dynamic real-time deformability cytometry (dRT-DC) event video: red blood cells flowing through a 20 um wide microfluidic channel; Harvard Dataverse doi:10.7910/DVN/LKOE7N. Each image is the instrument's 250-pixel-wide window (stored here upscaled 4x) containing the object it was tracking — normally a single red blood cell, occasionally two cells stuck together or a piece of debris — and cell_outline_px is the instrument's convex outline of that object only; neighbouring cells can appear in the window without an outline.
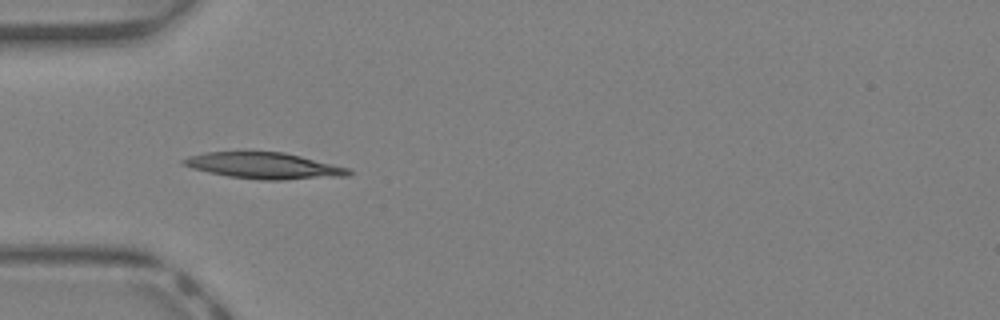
{"species": "Egyptian fruit bat (a non-hibernating species)", "species_latin": "Rousettus aegyptiacus", "temperature_condition": "warm", "stored_images_in_passage": 13, "camera_frame_rate_fps": 3000, "um_per_image_px": 0.085, "animal": {"sex": "female"}, "frame": {"image": 1, "passage_image": 3, "time_ms": 0.667, "image_size_px": [1000, 320], "cell_outline_px": [[352, 172], [348, 176], [284, 180], [260, 180], [228, 176], [208, 172], [192, 168], [180, 164], [180, 160], [188, 156], [204, 152], [284, 152], [348, 168]], "centroid_in_image_um": [22.39, 14.09], "position_along_channel_um": 62.6, "area_um2": 25.2}}
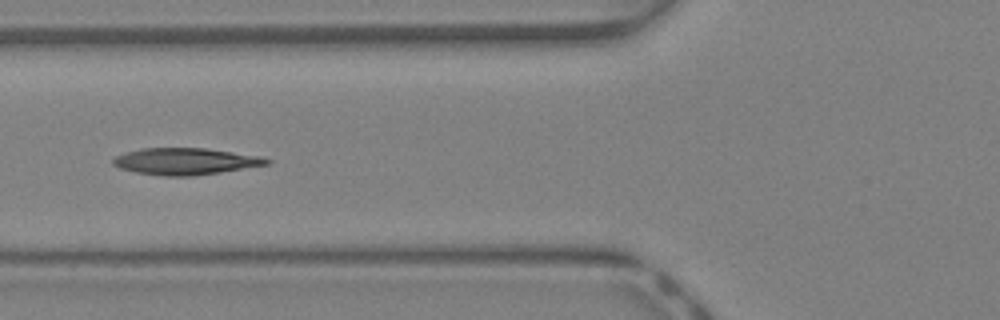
{"frame": {"image": 2, "passage_image": 6, "time_ms": 1.667, "image_size_px": [1000, 320], "cell_outline_px": [[272, 164], [220, 172], [192, 176], [164, 176], [136, 172], [120, 168], [112, 164], [112, 160], [116, 156], [128, 152], [144, 148], [204, 148], [260, 156], [272, 160]], "centroid_in_image_um": [15.8, 13.72], "position_along_channel_um": 110.0, "area_um2": 23.76}}
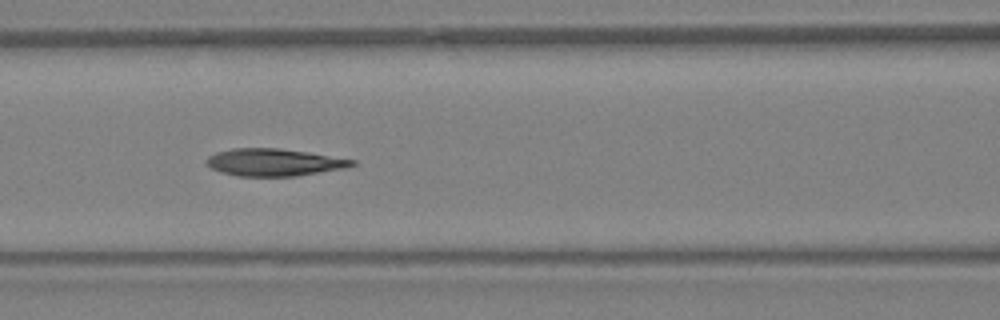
{"frame": {"image": 3, "passage_image": 8, "time_ms": 2.333, "image_size_px": [1000, 320], "cell_outline_px": [[356, 164], [344, 168], [296, 176], [236, 176], [212, 168], [204, 160], [208, 156], [216, 152], [232, 148], [280, 148], [308, 152], [356, 160]], "centroid_in_image_um": [23.28, 13.79], "position_along_channel_um": 143.3, "area_um2": 23.06}}